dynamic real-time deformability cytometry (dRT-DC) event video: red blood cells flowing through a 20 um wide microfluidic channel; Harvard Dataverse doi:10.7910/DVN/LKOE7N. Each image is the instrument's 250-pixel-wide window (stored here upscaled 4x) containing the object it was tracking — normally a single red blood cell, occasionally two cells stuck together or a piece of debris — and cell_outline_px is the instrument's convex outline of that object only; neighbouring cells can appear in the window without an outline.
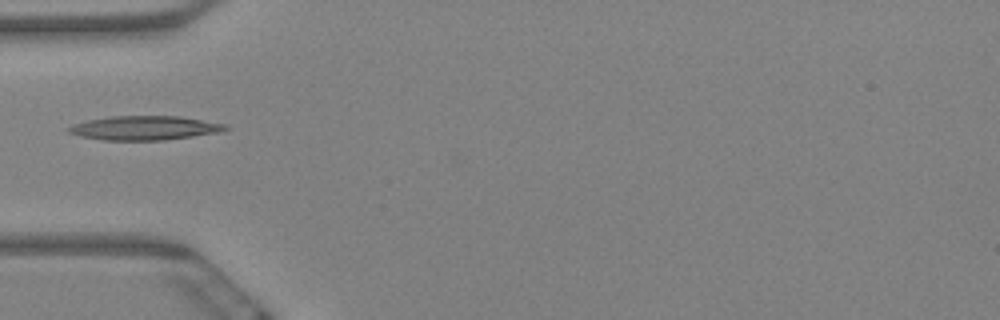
{"species": "Egyptian fruit bat (a non-hibernating species)", "species_latin": "Rousettus aegyptiacus", "temperature_condition": "warm", "stored_images_in_passage": 12, "camera_frame_rate_fps": 3000, "um_per_image_px": 0.085, "animal": {"sex": "female"}, "frame": {"image": 1, "passage_image": 6, "time_ms": 1.667, "image_size_px": [1000, 320], "cell_outline_px": [[228, 128], [220, 132], [164, 140], [104, 140], [80, 136], [68, 132], [64, 128], [72, 124], [88, 120], [112, 116], [180, 116], [228, 124]], "centroid_in_image_um": [12.27, 10.87], "position_along_channel_um": 72.7, "area_um2": 22.08}}
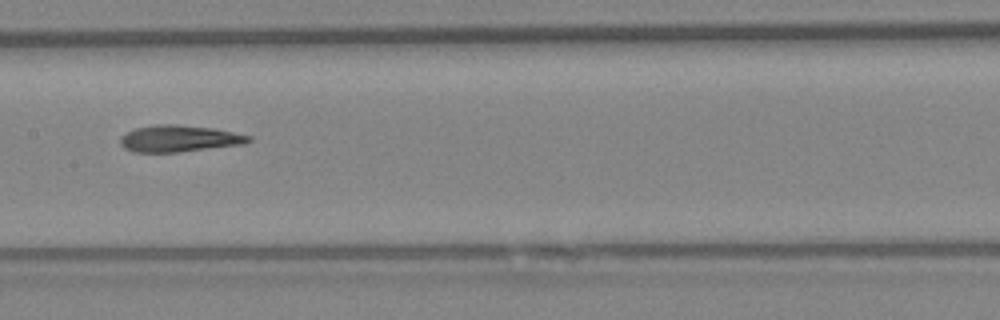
{"frame": {"image": 2, "passage_image": 9, "time_ms": 2.667, "image_size_px": [1000, 320], "cell_outline_px": [[252, 140], [244, 144], [180, 152], [132, 152], [124, 148], [120, 144], [120, 136], [136, 128], [156, 124], [176, 124], [212, 128], [252, 136]], "centroid_in_image_um": [15.21, 11.78], "position_along_channel_um": 192.2, "area_um2": 19.94}}
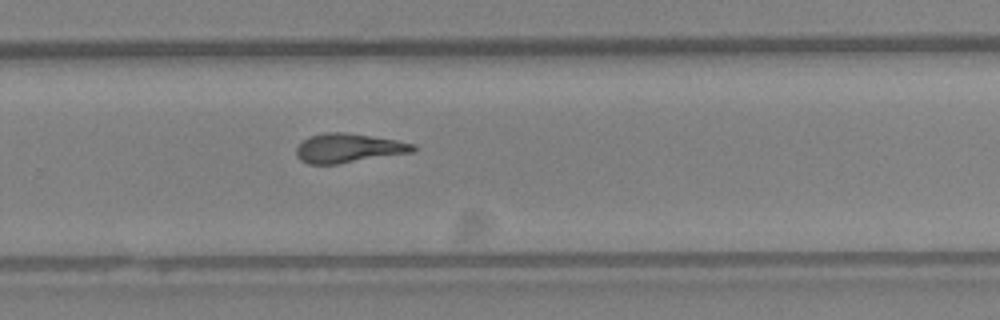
{"frame": {"image": 3, "passage_image": 12, "time_ms": 3.667, "image_size_px": [1000, 320], "cell_outline_px": [[416, 152], [336, 164], [308, 164], [300, 160], [296, 156], [296, 148], [308, 136], [324, 132], [344, 132], [396, 140], [416, 144]], "centroid_in_image_um": [29.63, 12.59], "position_along_channel_um": 300.2, "area_um2": 19.94}}